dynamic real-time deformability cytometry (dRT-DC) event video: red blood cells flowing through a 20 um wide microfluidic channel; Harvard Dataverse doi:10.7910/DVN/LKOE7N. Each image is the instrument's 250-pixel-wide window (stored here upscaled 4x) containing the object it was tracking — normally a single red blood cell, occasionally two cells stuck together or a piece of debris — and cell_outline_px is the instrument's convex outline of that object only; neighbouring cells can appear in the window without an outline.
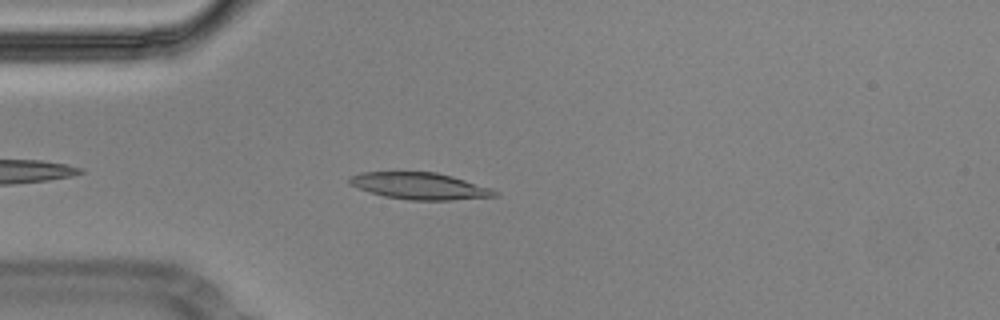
{"species": "Egyptian fruit bat (a non-hibernating species)", "species_latin": "Rousettus aegyptiacus", "temperature_condition": "cold", "stored_images_in_passage": 35, "camera_frame_rate_fps": 3000, "um_per_image_px": 0.085, "animal": {"sex": "male"}, "frame": {"image": 1, "passage_image": 5, "time_ms": 1.333, "image_size_px": [1000, 320], "cell_outline_px": [[500, 196], [452, 200], [408, 200], [384, 196], [348, 184], [348, 180], [352, 176], [360, 172], [436, 172], [452, 176], [492, 188]], "centroid_in_image_um": [35.71, 15.81], "position_along_channel_um": 49.3, "area_um2": 22.54}}
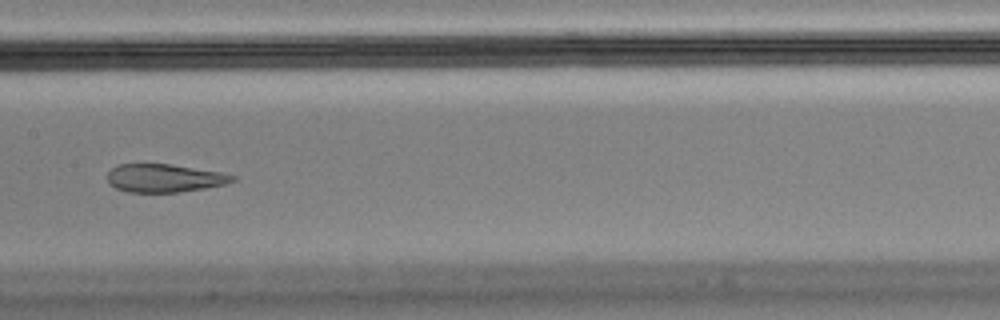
{"frame": {"image": 2, "passage_image": 18, "time_ms": 5.667, "image_size_px": [1000, 320], "cell_outline_px": [[236, 180], [224, 184], [204, 188], [180, 192], [128, 192], [116, 188], [108, 184], [108, 172], [116, 164], [168, 164], [220, 172], [236, 176]], "centroid_in_image_um": [13.94, 15.14], "position_along_channel_um": 193.5, "area_um2": 20.4}}
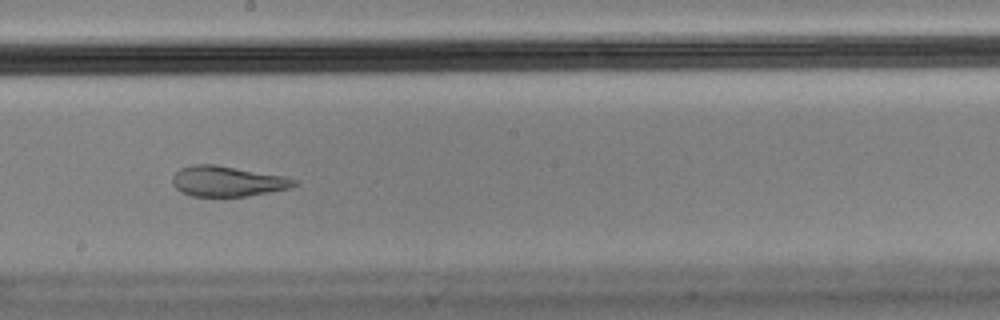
{"frame": {"image": 3, "passage_image": 21, "time_ms": 6.667, "image_size_px": [1000, 320], "cell_outline_px": [[300, 184], [288, 188], [248, 196], [192, 196], [180, 192], [172, 184], [172, 176], [180, 168], [192, 164], [216, 164], [284, 176], [300, 180]], "centroid_in_image_um": [19.33, 15.4], "position_along_channel_um": 228.9, "area_um2": 21.73}, "authors_computed_cell_mechanics": {"area_um2": 22.1952, "velocity_mm_per_s": 3.575, "shape_relaxation_time_tau1_ms": null, "shape_relaxation_time_tau2_ms": 1.4516, "deformation_change_tau1": null, "deformation_change_tau2": 0.0758}}